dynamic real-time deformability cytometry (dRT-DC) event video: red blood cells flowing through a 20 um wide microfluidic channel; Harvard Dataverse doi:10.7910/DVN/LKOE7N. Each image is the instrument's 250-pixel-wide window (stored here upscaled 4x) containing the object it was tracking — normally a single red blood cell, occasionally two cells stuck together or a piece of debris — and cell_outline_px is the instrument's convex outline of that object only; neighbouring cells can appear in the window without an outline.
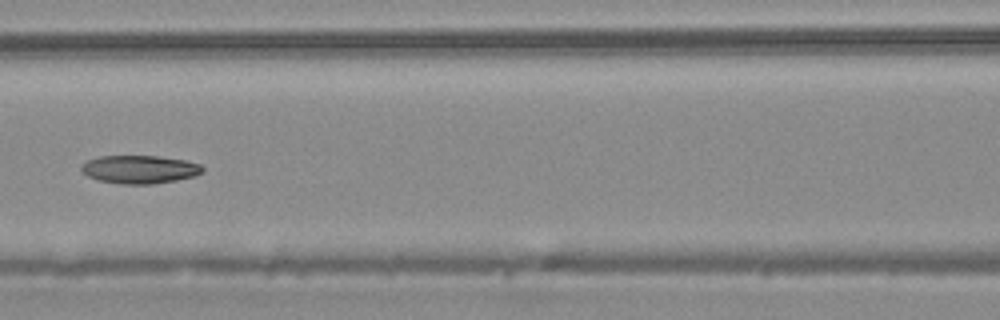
{"species": "common noctule bat (a hibernating species)", "species_latin": "Nyctalus noctula", "temperature_condition": "warm", "stored_images_in_passage": 49, "camera_frame_rate_fps": 3000, "um_per_image_px": 0.085, "animal": {"sex": "male", "body_mass_g": 20.4}, "frame": {"image": 1, "passage_image": 22, "time_ms": 7.0, "image_size_px": [1000, 320], "cell_outline_px": [[204, 168], [200, 172], [192, 176], [176, 180], [152, 184], [120, 184], [100, 180], [88, 176], [80, 168], [88, 160], [100, 156], [160, 156], [184, 160], [200, 164]], "centroid_in_image_um": [11.87, 14.39], "position_along_channel_um": 154.7, "area_um2": 19.59}, "authors_computed_cell_mechanics": {"area_um2": 21.0392, "velocity_mm_per_s": 4.1181, "shape_relaxation_time_tau1_ms": 7.5462, "shape_relaxation_time_tau2_ms": 8.3001, "deformation_change_tau1": 0.1281, "deformation_change_tau2": 0.1264}}